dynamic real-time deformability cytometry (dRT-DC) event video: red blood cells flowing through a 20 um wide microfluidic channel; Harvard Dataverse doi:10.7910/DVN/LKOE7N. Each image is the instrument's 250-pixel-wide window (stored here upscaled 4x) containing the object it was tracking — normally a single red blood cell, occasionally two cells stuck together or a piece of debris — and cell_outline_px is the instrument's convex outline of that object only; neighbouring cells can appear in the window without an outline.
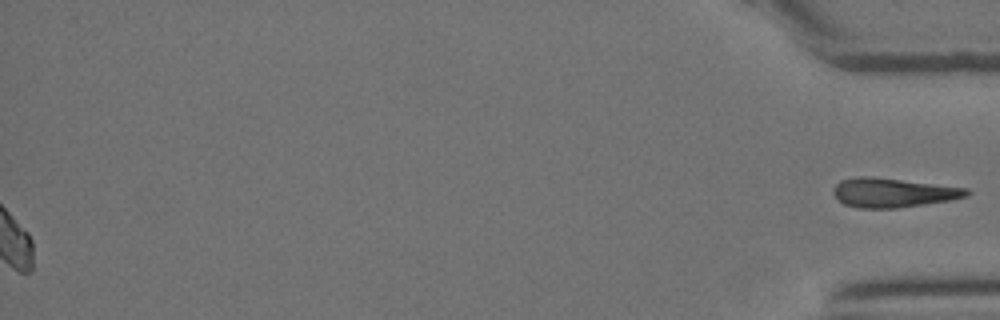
{"species": "Egyptian fruit bat (a non-hibernating species)", "species_latin": "Rousettus aegyptiacus", "temperature_condition": "room temperature", "stored_images_in_passage": 35, "segment_of_instrument_passage": [2, 2], "camera_frame_rate_fps": 3000, "um_per_image_px": 0.085, "animal": {"sex": "female"}, "frame": {"image": 1, "passage_image": 35, "time_ms": 11.333, "image_size_px": [1000, 320], "cell_outline_px": [[968, 196], [952, 200], [896, 208], [860, 208], [844, 204], [832, 192], [832, 188], [840, 180], [856, 176], [868, 176], [968, 188]], "centroid_in_image_um": [75.88, 16.37], "position_along_channel_um": 359.3, "area_um2": 22.54}}